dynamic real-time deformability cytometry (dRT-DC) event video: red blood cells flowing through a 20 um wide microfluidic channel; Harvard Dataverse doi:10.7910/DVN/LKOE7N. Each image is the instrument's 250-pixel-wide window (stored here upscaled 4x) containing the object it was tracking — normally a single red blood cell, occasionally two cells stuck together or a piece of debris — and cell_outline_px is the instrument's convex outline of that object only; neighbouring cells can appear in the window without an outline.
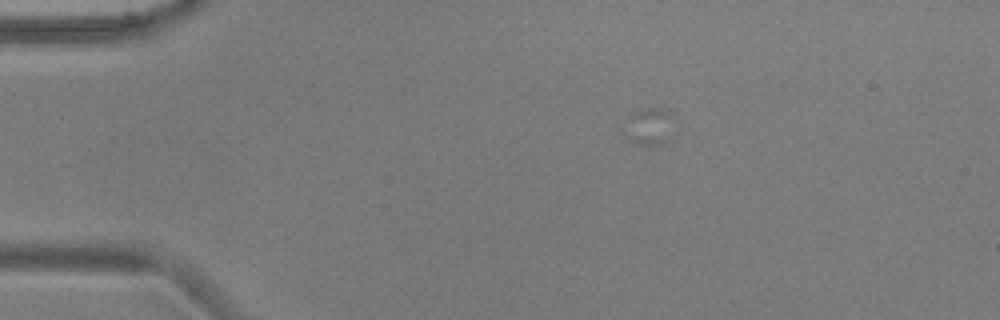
{"species": "common noctule bat (a hibernating species)", "species_latin": "Nyctalus noctula", "temperature_condition": "warm", "stored_images_in_passage": 1, "camera_frame_rate_fps": 3000, "um_per_image_px": 0.085, "animal": {"sex": "male", "body_mass_g": 17.9, "forearm_length_mm": 54.2}, "frame": {"image": 1, "passage_image": 1, "time_ms": 0.0, "image_size_px": [1000, 320], "cell_outline_px": [[672, 116], [668, 140], [660, 144], [636, 144], [628, 140], [620, 132], [620, 128], [632, 112], [644, 108], [660, 108], [668, 112]], "centroid_in_image_um": [55.04, 10.75], "position_along_channel_um": 30.0, "area_um2": 10.87}}